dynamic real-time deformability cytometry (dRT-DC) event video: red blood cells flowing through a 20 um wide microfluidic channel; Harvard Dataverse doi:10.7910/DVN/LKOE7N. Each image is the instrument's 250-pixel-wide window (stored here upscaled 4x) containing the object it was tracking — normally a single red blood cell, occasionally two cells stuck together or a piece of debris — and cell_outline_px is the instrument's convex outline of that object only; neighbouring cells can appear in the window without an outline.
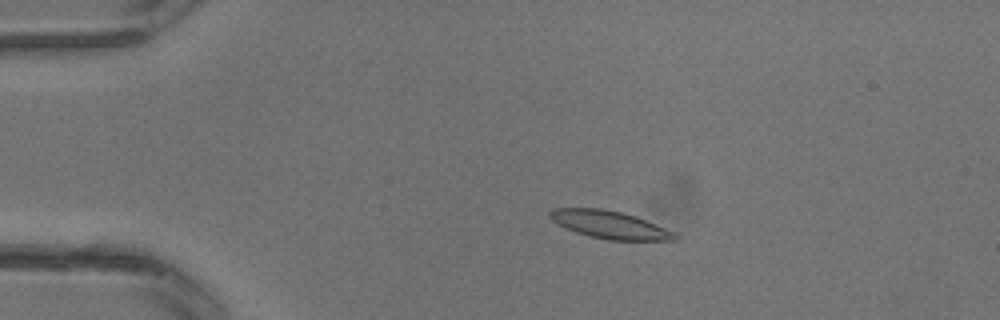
{"species": "common noctule bat (a hibernating species)", "species_latin": "Nyctalus noctula", "temperature_condition": "warm", "stored_images_in_passage": 31, "camera_frame_rate_fps": 3000, "um_per_image_px": 0.085, "animal": {"sex": "male", "body_mass_g": 13.3}, "frame": {"image": 1, "passage_image": 6, "time_ms": 1.667, "image_size_px": [1000, 320], "cell_outline_px": [[680, 240], [608, 240], [588, 236], [564, 228], [556, 224], [548, 216], [548, 212], [552, 208], [600, 208], [620, 212], [636, 216], [676, 232], [680, 236]], "centroid_in_image_um": [51.83, 19.11], "position_along_channel_um": 33.2, "area_um2": 20.46}}
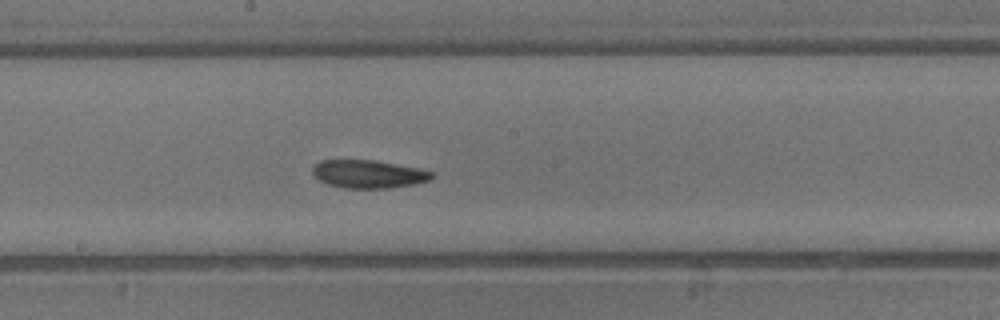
{"frame": {"image": 2, "passage_image": 17, "time_ms": 5.333, "image_size_px": [1000, 320], "cell_outline_px": [[436, 176], [428, 180], [412, 184], [388, 188], [344, 188], [328, 184], [320, 180], [312, 172], [312, 168], [320, 160], [376, 160], [420, 168], [436, 172]], "centroid_in_image_um": [31.36, 14.78], "position_along_channel_um": 216.8, "area_um2": 19.54}}
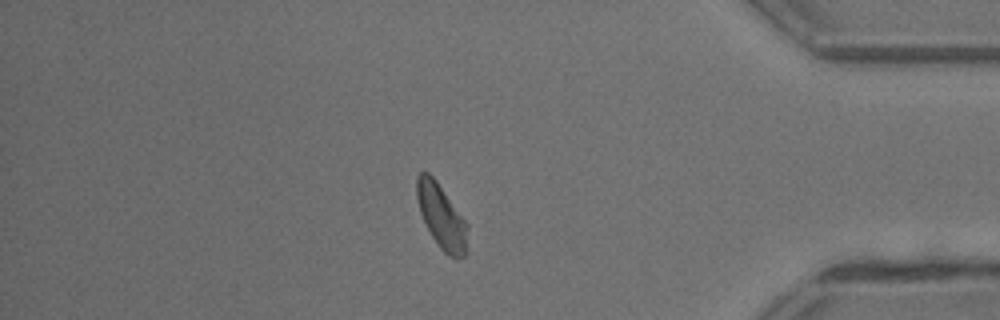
{"frame": {"image": 3, "passage_image": 27, "time_ms": 8.667, "image_size_px": [1000, 320], "cell_outline_px": [[468, 252], [464, 256], [456, 260], [448, 256], [440, 248], [432, 236], [420, 212], [416, 196], [416, 176], [420, 172], [428, 172], [436, 180], [468, 224]], "centroid_in_image_um": [37.55, 18.44], "position_along_channel_um": 397.6, "area_um2": 19.19}}